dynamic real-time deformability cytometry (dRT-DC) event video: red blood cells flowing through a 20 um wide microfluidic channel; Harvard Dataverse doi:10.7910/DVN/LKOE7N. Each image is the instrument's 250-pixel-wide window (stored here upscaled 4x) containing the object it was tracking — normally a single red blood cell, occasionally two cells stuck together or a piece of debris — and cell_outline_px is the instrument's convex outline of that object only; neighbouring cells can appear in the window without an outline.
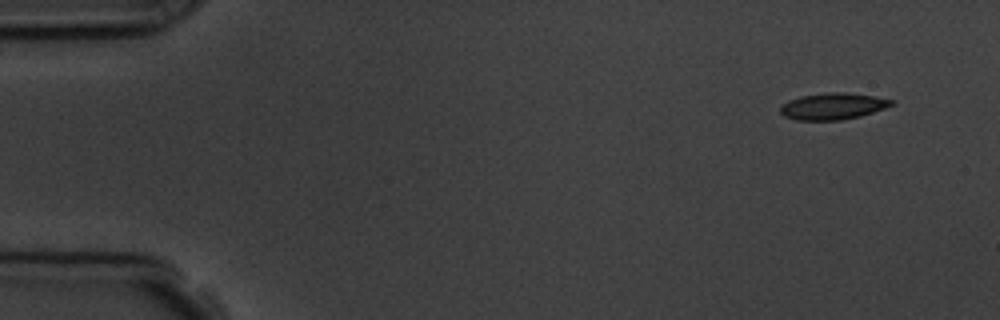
{"species": "common noctule bat (a hibernating species)", "species_latin": "Nyctalus noctula", "temperature_condition": "room temperature", "stored_images_in_passage": 8, "camera_frame_rate_fps": 3000, "um_per_image_px": 0.085, "animal": {"sex": "male", "body_mass_g": 19.5, "forearm_length_mm": 54.6}, "frame": {"image": 1, "passage_image": 1, "time_ms": 0.0, "image_size_px": [1000, 320], "cell_outline_px": [[896, 104], [860, 116], [840, 120], [796, 120], [784, 116], [780, 112], [780, 104], [788, 100], [800, 96], [828, 92], [848, 92], [896, 100]], "centroid_in_image_um": [70.78, 9.02], "position_along_channel_um": 14.2, "area_um2": 17.34}}
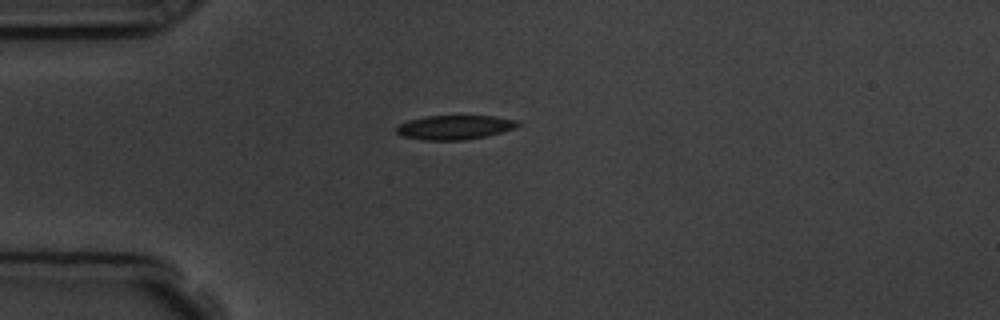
{"frame": {"image": 2, "passage_image": 4, "time_ms": 3.333, "image_size_px": [1000, 320], "cell_outline_px": [[520, 124], [516, 128], [484, 136], [464, 140], [420, 140], [400, 136], [396, 132], [396, 128], [400, 124], [408, 120], [424, 116], [496, 116], [516, 120]], "centroid_in_image_um": [38.6, 10.82], "position_along_channel_um": 46.4, "area_um2": 17.17}}